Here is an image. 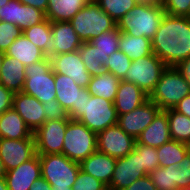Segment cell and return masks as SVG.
<instances>
[{
  "instance_id": "obj_1",
  "label": "cell",
  "mask_w": 190,
  "mask_h": 190,
  "mask_svg": "<svg viewBox=\"0 0 190 190\" xmlns=\"http://www.w3.org/2000/svg\"><path fill=\"white\" fill-rule=\"evenodd\" d=\"M151 43L153 53L166 66L186 60L190 57V17L165 13Z\"/></svg>"
},
{
  "instance_id": "obj_2",
  "label": "cell",
  "mask_w": 190,
  "mask_h": 190,
  "mask_svg": "<svg viewBox=\"0 0 190 190\" xmlns=\"http://www.w3.org/2000/svg\"><path fill=\"white\" fill-rule=\"evenodd\" d=\"M164 14L162 5L136 4L117 22V28L120 32H125L131 36H142L152 40Z\"/></svg>"
},
{
  "instance_id": "obj_3",
  "label": "cell",
  "mask_w": 190,
  "mask_h": 190,
  "mask_svg": "<svg viewBox=\"0 0 190 190\" xmlns=\"http://www.w3.org/2000/svg\"><path fill=\"white\" fill-rule=\"evenodd\" d=\"M69 22L82 42H90L117 27V23L95 0H90Z\"/></svg>"
},
{
  "instance_id": "obj_4",
  "label": "cell",
  "mask_w": 190,
  "mask_h": 190,
  "mask_svg": "<svg viewBox=\"0 0 190 190\" xmlns=\"http://www.w3.org/2000/svg\"><path fill=\"white\" fill-rule=\"evenodd\" d=\"M42 177L52 190H72L79 173L80 163L70 160L62 153L39 155Z\"/></svg>"
},
{
  "instance_id": "obj_5",
  "label": "cell",
  "mask_w": 190,
  "mask_h": 190,
  "mask_svg": "<svg viewBox=\"0 0 190 190\" xmlns=\"http://www.w3.org/2000/svg\"><path fill=\"white\" fill-rule=\"evenodd\" d=\"M190 94V85L173 66H167L161 73L149 100L155 102L161 110L174 108L180 100Z\"/></svg>"
},
{
  "instance_id": "obj_6",
  "label": "cell",
  "mask_w": 190,
  "mask_h": 190,
  "mask_svg": "<svg viewBox=\"0 0 190 190\" xmlns=\"http://www.w3.org/2000/svg\"><path fill=\"white\" fill-rule=\"evenodd\" d=\"M22 92L34 96L42 104L56 100L55 73L49 57L25 67Z\"/></svg>"
},
{
  "instance_id": "obj_7",
  "label": "cell",
  "mask_w": 190,
  "mask_h": 190,
  "mask_svg": "<svg viewBox=\"0 0 190 190\" xmlns=\"http://www.w3.org/2000/svg\"><path fill=\"white\" fill-rule=\"evenodd\" d=\"M97 150V133L77 120H70L65 131L62 154L81 163Z\"/></svg>"
},
{
  "instance_id": "obj_8",
  "label": "cell",
  "mask_w": 190,
  "mask_h": 190,
  "mask_svg": "<svg viewBox=\"0 0 190 190\" xmlns=\"http://www.w3.org/2000/svg\"><path fill=\"white\" fill-rule=\"evenodd\" d=\"M77 121L98 133L107 127L116 125L118 114L112 101L91 96L85 88L84 114Z\"/></svg>"
},
{
  "instance_id": "obj_9",
  "label": "cell",
  "mask_w": 190,
  "mask_h": 190,
  "mask_svg": "<svg viewBox=\"0 0 190 190\" xmlns=\"http://www.w3.org/2000/svg\"><path fill=\"white\" fill-rule=\"evenodd\" d=\"M166 67L165 63L152 53L133 60L122 80L136 84L147 95H150Z\"/></svg>"
},
{
  "instance_id": "obj_10",
  "label": "cell",
  "mask_w": 190,
  "mask_h": 190,
  "mask_svg": "<svg viewBox=\"0 0 190 190\" xmlns=\"http://www.w3.org/2000/svg\"><path fill=\"white\" fill-rule=\"evenodd\" d=\"M56 101L68 112L71 120H78L84 114L85 88L77 85L66 75L55 73Z\"/></svg>"
},
{
  "instance_id": "obj_11",
  "label": "cell",
  "mask_w": 190,
  "mask_h": 190,
  "mask_svg": "<svg viewBox=\"0 0 190 190\" xmlns=\"http://www.w3.org/2000/svg\"><path fill=\"white\" fill-rule=\"evenodd\" d=\"M149 177L157 190H176L190 186V151L179 162L167 167H158Z\"/></svg>"
},
{
  "instance_id": "obj_12",
  "label": "cell",
  "mask_w": 190,
  "mask_h": 190,
  "mask_svg": "<svg viewBox=\"0 0 190 190\" xmlns=\"http://www.w3.org/2000/svg\"><path fill=\"white\" fill-rule=\"evenodd\" d=\"M70 120H47L33 133L38 155L62 153L65 131Z\"/></svg>"
},
{
  "instance_id": "obj_13",
  "label": "cell",
  "mask_w": 190,
  "mask_h": 190,
  "mask_svg": "<svg viewBox=\"0 0 190 190\" xmlns=\"http://www.w3.org/2000/svg\"><path fill=\"white\" fill-rule=\"evenodd\" d=\"M136 139L117 124L97 133V151L113 158H122L135 147Z\"/></svg>"
},
{
  "instance_id": "obj_14",
  "label": "cell",
  "mask_w": 190,
  "mask_h": 190,
  "mask_svg": "<svg viewBox=\"0 0 190 190\" xmlns=\"http://www.w3.org/2000/svg\"><path fill=\"white\" fill-rule=\"evenodd\" d=\"M145 175L147 174L141 169L140 154L133 149L125 157L116 159L108 190H124Z\"/></svg>"
},
{
  "instance_id": "obj_15",
  "label": "cell",
  "mask_w": 190,
  "mask_h": 190,
  "mask_svg": "<svg viewBox=\"0 0 190 190\" xmlns=\"http://www.w3.org/2000/svg\"><path fill=\"white\" fill-rule=\"evenodd\" d=\"M36 154L34 135L26 139L0 138V159L6 171L15 169Z\"/></svg>"
},
{
  "instance_id": "obj_16",
  "label": "cell",
  "mask_w": 190,
  "mask_h": 190,
  "mask_svg": "<svg viewBox=\"0 0 190 190\" xmlns=\"http://www.w3.org/2000/svg\"><path fill=\"white\" fill-rule=\"evenodd\" d=\"M160 111L159 106L148 99L138 108L118 116L117 125L128 135L137 139Z\"/></svg>"
},
{
  "instance_id": "obj_17",
  "label": "cell",
  "mask_w": 190,
  "mask_h": 190,
  "mask_svg": "<svg viewBox=\"0 0 190 190\" xmlns=\"http://www.w3.org/2000/svg\"><path fill=\"white\" fill-rule=\"evenodd\" d=\"M50 58L54 73L70 76L77 85L87 88L92 76L83 63L79 51L57 54Z\"/></svg>"
},
{
  "instance_id": "obj_18",
  "label": "cell",
  "mask_w": 190,
  "mask_h": 190,
  "mask_svg": "<svg viewBox=\"0 0 190 190\" xmlns=\"http://www.w3.org/2000/svg\"><path fill=\"white\" fill-rule=\"evenodd\" d=\"M0 17L1 21L17 25L21 31L46 19L44 12L23 4L19 0H10L6 5L0 7Z\"/></svg>"
},
{
  "instance_id": "obj_19",
  "label": "cell",
  "mask_w": 190,
  "mask_h": 190,
  "mask_svg": "<svg viewBox=\"0 0 190 190\" xmlns=\"http://www.w3.org/2000/svg\"><path fill=\"white\" fill-rule=\"evenodd\" d=\"M12 108L17 111L32 133L46 121L43 104L24 92L14 93Z\"/></svg>"
},
{
  "instance_id": "obj_20",
  "label": "cell",
  "mask_w": 190,
  "mask_h": 190,
  "mask_svg": "<svg viewBox=\"0 0 190 190\" xmlns=\"http://www.w3.org/2000/svg\"><path fill=\"white\" fill-rule=\"evenodd\" d=\"M41 176V163L36 153L15 169L6 171L5 180L9 190H29L35 180Z\"/></svg>"
},
{
  "instance_id": "obj_21",
  "label": "cell",
  "mask_w": 190,
  "mask_h": 190,
  "mask_svg": "<svg viewBox=\"0 0 190 190\" xmlns=\"http://www.w3.org/2000/svg\"><path fill=\"white\" fill-rule=\"evenodd\" d=\"M148 99L149 95L136 84L120 80L113 103L118 116H120L138 108Z\"/></svg>"
},
{
  "instance_id": "obj_22",
  "label": "cell",
  "mask_w": 190,
  "mask_h": 190,
  "mask_svg": "<svg viewBox=\"0 0 190 190\" xmlns=\"http://www.w3.org/2000/svg\"><path fill=\"white\" fill-rule=\"evenodd\" d=\"M51 29L54 42L53 55L74 52L81 47L83 42L69 21L51 22Z\"/></svg>"
},
{
  "instance_id": "obj_23",
  "label": "cell",
  "mask_w": 190,
  "mask_h": 190,
  "mask_svg": "<svg viewBox=\"0 0 190 190\" xmlns=\"http://www.w3.org/2000/svg\"><path fill=\"white\" fill-rule=\"evenodd\" d=\"M115 164L116 158L110 157L109 155L96 150L80 163V168L85 173L90 174L109 186Z\"/></svg>"
},
{
  "instance_id": "obj_24",
  "label": "cell",
  "mask_w": 190,
  "mask_h": 190,
  "mask_svg": "<svg viewBox=\"0 0 190 190\" xmlns=\"http://www.w3.org/2000/svg\"><path fill=\"white\" fill-rule=\"evenodd\" d=\"M172 140L168 116L164 110H161L154 118L152 123L142 131L136 141L142 145L150 147H160Z\"/></svg>"
},
{
  "instance_id": "obj_25",
  "label": "cell",
  "mask_w": 190,
  "mask_h": 190,
  "mask_svg": "<svg viewBox=\"0 0 190 190\" xmlns=\"http://www.w3.org/2000/svg\"><path fill=\"white\" fill-rule=\"evenodd\" d=\"M25 67L18 59L5 56L0 70V84L13 93L22 92L26 79Z\"/></svg>"
},
{
  "instance_id": "obj_26",
  "label": "cell",
  "mask_w": 190,
  "mask_h": 190,
  "mask_svg": "<svg viewBox=\"0 0 190 190\" xmlns=\"http://www.w3.org/2000/svg\"><path fill=\"white\" fill-rule=\"evenodd\" d=\"M33 135L24 120L13 108L0 115V138L26 139Z\"/></svg>"
},
{
  "instance_id": "obj_27",
  "label": "cell",
  "mask_w": 190,
  "mask_h": 190,
  "mask_svg": "<svg viewBox=\"0 0 190 190\" xmlns=\"http://www.w3.org/2000/svg\"><path fill=\"white\" fill-rule=\"evenodd\" d=\"M5 54L6 56L18 59L25 66H29L47 57L23 33L9 46Z\"/></svg>"
},
{
  "instance_id": "obj_28",
  "label": "cell",
  "mask_w": 190,
  "mask_h": 190,
  "mask_svg": "<svg viewBox=\"0 0 190 190\" xmlns=\"http://www.w3.org/2000/svg\"><path fill=\"white\" fill-rule=\"evenodd\" d=\"M90 0H48L45 17L50 22L70 21Z\"/></svg>"
},
{
  "instance_id": "obj_29",
  "label": "cell",
  "mask_w": 190,
  "mask_h": 190,
  "mask_svg": "<svg viewBox=\"0 0 190 190\" xmlns=\"http://www.w3.org/2000/svg\"><path fill=\"white\" fill-rule=\"evenodd\" d=\"M22 33L39 49H41L47 57L53 56V34L51 22L46 18L37 25L30 26L22 31Z\"/></svg>"
},
{
  "instance_id": "obj_30",
  "label": "cell",
  "mask_w": 190,
  "mask_h": 190,
  "mask_svg": "<svg viewBox=\"0 0 190 190\" xmlns=\"http://www.w3.org/2000/svg\"><path fill=\"white\" fill-rule=\"evenodd\" d=\"M120 79L114 74L104 72L93 76L88 84L87 90L91 96H97L114 102Z\"/></svg>"
},
{
  "instance_id": "obj_31",
  "label": "cell",
  "mask_w": 190,
  "mask_h": 190,
  "mask_svg": "<svg viewBox=\"0 0 190 190\" xmlns=\"http://www.w3.org/2000/svg\"><path fill=\"white\" fill-rule=\"evenodd\" d=\"M119 50L125 53L132 61L153 53L152 43L149 38L134 37L125 32L120 33Z\"/></svg>"
},
{
  "instance_id": "obj_32",
  "label": "cell",
  "mask_w": 190,
  "mask_h": 190,
  "mask_svg": "<svg viewBox=\"0 0 190 190\" xmlns=\"http://www.w3.org/2000/svg\"><path fill=\"white\" fill-rule=\"evenodd\" d=\"M168 116L169 131L172 140L190 145V118L174 108L164 110Z\"/></svg>"
},
{
  "instance_id": "obj_33",
  "label": "cell",
  "mask_w": 190,
  "mask_h": 190,
  "mask_svg": "<svg viewBox=\"0 0 190 190\" xmlns=\"http://www.w3.org/2000/svg\"><path fill=\"white\" fill-rule=\"evenodd\" d=\"M160 167H167L179 163L190 151V145L175 140L156 148Z\"/></svg>"
},
{
  "instance_id": "obj_34",
  "label": "cell",
  "mask_w": 190,
  "mask_h": 190,
  "mask_svg": "<svg viewBox=\"0 0 190 190\" xmlns=\"http://www.w3.org/2000/svg\"><path fill=\"white\" fill-rule=\"evenodd\" d=\"M120 31L115 29L104 32L98 37L92 39L90 42L97 47L100 57L103 58V65L107 63L109 56L115 51L119 50Z\"/></svg>"
},
{
  "instance_id": "obj_35",
  "label": "cell",
  "mask_w": 190,
  "mask_h": 190,
  "mask_svg": "<svg viewBox=\"0 0 190 190\" xmlns=\"http://www.w3.org/2000/svg\"><path fill=\"white\" fill-rule=\"evenodd\" d=\"M78 51L86 69L92 77L105 72L103 58L100 57L97 47L91 42H83Z\"/></svg>"
},
{
  "instance_id": "obj_36",
  "label": "cell",
  "mask_w": 190,
  "mask_h": 190,
  "mask_svg": "<svg viewBox=\"0 0 190 190\" xmlns=\"http://www.w3.org/2000/svg\"><path fill=\"white\" fill-rule=\"evenodd\" d=\"M116 23L136 4V0H95Z\"/></svg>"
},
{
  "instance_id": "obj_37",
  "label": "cell",
  "mask_w": 190,
  "mask_h": 190,
  "mask_svg": "<svg viewBox=\"0 0 190 190\" xmlns=\"http://www.w3.org/2000/svg\"><path fill=\"white\" fill-rule=\"evenodd\" d=\"M132 60L122 51L117 50L112 53L107 63L105 64V71L114 74L120 80H122L125 75L126 71L129 69Z\"/></svg>"
},
{
  "instance_id": "obj_38",
  "label": "cell",
  "mask_w": 190,
  "mask_h": 190,
  "mask_svg": "<svg viewBox=\"0 0 190 190\" xmlns=\"http://www.w3.org/2000/svg\"><path fill=\"white\" fill-rule=\"evenodd\" d=\"M134 149L140 154L141 169L147 175L160 167L155 147L145 146L136 141Z\"/></svg>"
},
{
  "instance_id": "obj_39",
  "label": "cell",
  "mask_w": 190,
  "mask_h": 190,
  "mask_svg": "<svg viewBox=\"0 0 190 190\" xmlns=\"http://www.w3.org/2000/svg\"><path fill=\"white\" fill-rule=\"evenodd\" d=\"M72 190H108V186L80 169Z\"/></svg>"
},
{
  "instance_id": "obj_40",
  "label": "cell",
  "mask_w": 190,
  "mask_h": 190,
  "mask_svg": "<svg viewBox=\"0 0 190 190\" xmlns=\"http://www.w3.org/2000/svg\"><path fill=\"white\" fill-rule=\"evenodd\" d=\"M21 34L22 31L17 25L0 21V50L6 51Z\"/></svg>"
},
{
  "instance_id": "obj_41",
  "label": "cell",
  "mask_w": 190,
  "mask_h": 190,
  "mask_svg": "<svg viewBox=\"0 0 190 190\" xmlns=\"http://www.w3.org/2000/svg\"><path fill=\"white\" fill-rule=\"evenodd\" d=\"M162 7L169 15L190 17V0H162Z\"/></svg>"
},
{
  "instance_id": "obj_42",
  "label": "cell",
  "mask_w": 190,
  "mask_h": 190,
  "mask_svg": "<svg viewBox=\"0 0 190 190\" xmlns=\"http://www.w3.org/2000/svg\"><path fill=\"white\" fill-rule=\"evenodd\" d=\"M46 121L56 119H70L67 110H65L56 100L43 103Z\"/></svg>"
},
{
  "instance_id": "obj_43",
  "label": "cell",
  "mask_w": 190,
  "mask_h": 190,
  "mask_svg": "<svg viewBox=\"0 0 190 190\" xmlns=\"http://www.w3.org/2000/svg\"><path fill=\"white\" fill-rule=\"evenodd\" d=\"M14 93L0 84V115L12 108Z\"/></svg>"
},
{
  "instance_id": "obj_44",
  "label": "cell",
  "mask_w": 190,
  "mask_h": 190,
  "mask_svg": "<svg viewBox=\"0 0 190 190\" xmlns=\"http://www.w3.org/2000/svg\"><path fill=\"white\" fill-rule=\"evenodd\" d=\"M124 190H157L149 175L137 179Z\"/></svg>"
},
{
  "instance_id": "obj_45",
  "label": "cell",
  "mask_w": 190,
  "mask_h": 190,
  "mask_svg": "<svg viewBox=\"0 0 190 190\" xmlns=\"http://www.w3.org/2000/svg\"><path fill=\"white\" fill-rule=\"evenodd\" d=\"M175 68L182 74L187 83L190 85V57L179 62Z\"/></svg>"
},
{
  "instance_id": "obj_46",
  "label": "cell",
  "mask_w": 190,
  "mask_h": 190,
  "mask_svg": "<svg viewBox=\"0 0 190 190\" xmlns=\"http://www.w3.org/2000/svg\"><path fill=\"white\" fill-rule=\"evenodd\" d=\"M174 109L190 118V94L180 100Z\"/></svg>"
},
{
  "instance_id": "obj_47",
  "label": "cell",
  "mask_w": 190,
  "mask_h": 190,
  "mask_svg": "<svg viewBox=\"0 0 190 190\" xmlns=\"http://www.w3.org/2000/svg\"><path fill=\"white\" fill-rule=\"evenodd\" d=\"M23 4H27L29 6H33L36 9L46 13L48 0H19Z\"/></svg>"
},
{
  "instance_id": "obj_48",
  "label": "cell",
  "mask_w": 190,
  "mask_h": 190,
  "mask_svg": "<svg viewBox=\"0 0 190 190\" xmlns=\"http://www.w3.org/2000/svg\"><path fill=\"white\" fill-rule=\"evenodd\" d=\"M29 190H52L51 185L41 176L30 187Z\"/></svg>"
},
{
  "instance_id": "obj_49",
  "label": "cell",
  "mask_w": 190,
  "mask_h": 190,
  "mask_svg": "<svg viewBox=\"0 0 190 190\" xmlns=\"http://www.w3.org/2000/svg\"><path fill=\"white\" fill-rule=\"evenodd\" d=\"M136 2L148 6L162 5V0H136Z\"/></svg>"
},
{
  "instance_id": "obj_50",
  "label": "cell",
  "mask_w": 190,
  "mask_h": 190,
  "mask_svg": "<svg viewBox=\"0 0 190 190\" xmlns=\"http://www.w3.org/2000/svg\"><path fill=\"white\" fill-rule=\"evenodd\" d=\"M0 190H9L7 188L5 177H0Z\"/></svg>"
},
{
  "instance_id": "obj_51",
  "label": "cell",
  "mask_w": 190,
  "mask_h": 190,
  "mask_svg": "<svg viewBox=\"0 0 190 190\" xmlns=\"http://www.w3.org/2000/svg\"><path fill=\"white\" fill-rule=\"evenodd\" d=\"M5 175H6V170H5V167L3 165L2 160L0 159V177H5Z\"/></svg>"
},
{
  "instance_id": "obj_52",
  "label": "cell",
  "mask_w": 190,
  "mask_h": 190,
  "mask_svg": "<svg viewBox=\"0 0 190 190\" xmlns=\"http://www.w3.org/2000/svg\"><path fill=\"white\" fill-rule=\"evenodd\" d=\"M5 56H6L5 51L0 50V70Z\"/></svg>"
},
{
  "instance_id": "obj_53",
  "label": "cell",
  "mask_w": 190,
  "mask_h": 190,
  "mask_svg": "<svg viewBox=\"0 0 190 190\" xmlns=\"http://www.w3.org/2000/svg\"><path fill=\"white\" fill-rule=\"evenodd\" d=\"M10 0H0V7L6 5Z\"/></svg>"
},
{
  "instance_id": "obj_54",
  "label": "cell",
  "mask_w": 190,
  "mask_h": 190,
  "mask_svg": "<svg viewBox=\"0 0 190 190\" xmlns=\"http://www.w3.org/2000/svg\"><path fill=\"white\" fill-rule=\"evenodd\" d=\"M176 190H190V186L189 187H184V188H177Z\"/></svg>"
}]
</instances>
